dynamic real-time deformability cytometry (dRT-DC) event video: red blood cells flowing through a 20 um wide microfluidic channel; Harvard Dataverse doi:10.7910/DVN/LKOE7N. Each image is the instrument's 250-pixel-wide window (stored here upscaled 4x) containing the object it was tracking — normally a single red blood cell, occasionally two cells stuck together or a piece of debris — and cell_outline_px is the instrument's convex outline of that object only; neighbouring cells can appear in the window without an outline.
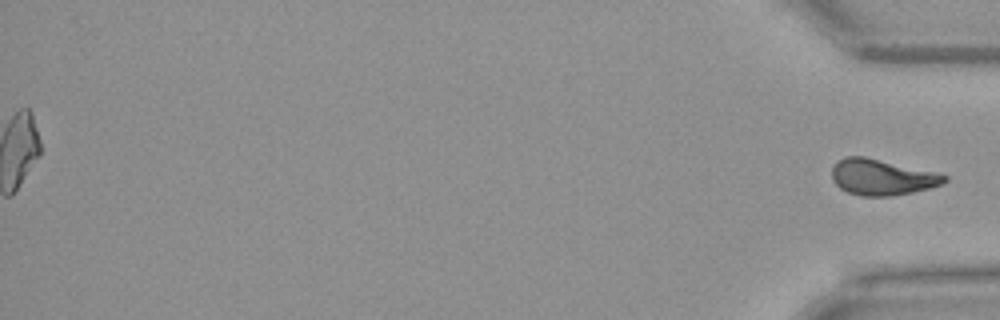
{"species": "Egyptian fruit bat (a non-hibernating species)", "species_latin": "Rousettus aegyptiacus", "temperature_condition": "warm", "stored_images_in_passage": 52, "segment_of_instrument_passage": [2, 2], "camera_frame_rate_fps": 3000, "um_per_image_px": 0.085, "animal": {"sex": "female"}, "frame": {"image": 1, "passage_image": 52, "time_ms": 17.0, "image_size_px": [1000, 320], "cell_outline_px": [[948, 180], [940, 184], [928, 188], [912, 192], [892, 196], [860, 196], [848, 192], [840, 188], [832, 180], [832, 168], [844, 156], [864, 156], [940, 172], [948, 176]], "centroid_in_image_um": [74.99, 15.05], "position_along_channel_um": 360.2, "area_um2": 23.7}}